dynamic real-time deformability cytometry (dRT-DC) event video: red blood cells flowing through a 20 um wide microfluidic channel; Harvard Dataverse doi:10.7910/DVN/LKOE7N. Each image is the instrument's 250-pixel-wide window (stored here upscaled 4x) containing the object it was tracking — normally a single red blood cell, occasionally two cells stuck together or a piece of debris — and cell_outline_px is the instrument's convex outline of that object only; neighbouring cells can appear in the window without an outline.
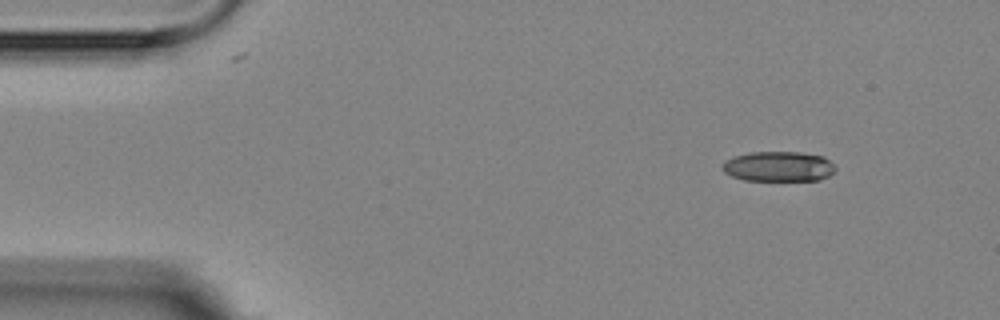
{"species": "Egyptian fruit bat (a non-hibernating species)", "species_latin": "Rousettus aegyptiacus", "temperature_condition": "room temperature", "stored_images_in_passage": 4, "camera_frame_rate_fps": 3000, "um_per_image_px": 0.085, "animal": {"sex": "female"}, "frame": {"image": 1, "passage_image": 1, "time_ms": 0.0, "image_size_px": [1000, 320], "cell_outline_px": [[836, 168], [828, 176], [820, 180], [744, 180], [732, 176], [724, 172], [720, 168], [732, 156], [752, 152], [800, 152], [824, 156]], "centroid_in_image_um": [66.17, 14.15], "position_along_channel_um": 18.8, "area_um2": 19.71}}